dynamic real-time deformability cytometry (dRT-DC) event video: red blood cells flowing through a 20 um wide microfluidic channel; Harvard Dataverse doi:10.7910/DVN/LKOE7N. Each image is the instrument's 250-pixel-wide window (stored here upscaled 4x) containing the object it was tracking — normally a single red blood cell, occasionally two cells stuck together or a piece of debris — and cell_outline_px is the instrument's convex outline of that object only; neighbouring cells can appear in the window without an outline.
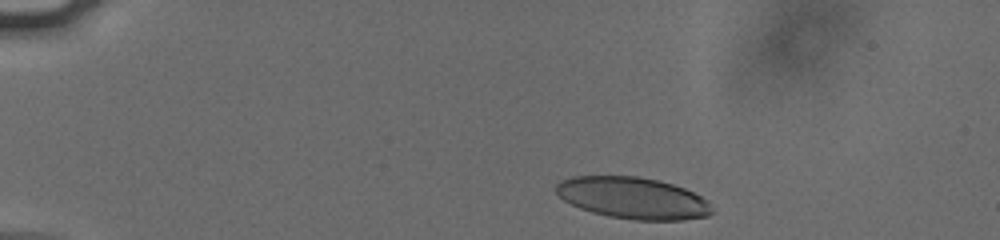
{"species": "human", "species_latin": "Homo sapiens", "temperature_condition": "cold", "stored_images_in_passage": 39, "camera_frame_rate_fps": 3000, "um_per_image_px": 0.085, "donor": {"sex": "male"}, "frame": {"image": 1, "passage_image": 2, "time_ms": 0.333, "image_size_px": [1000, 240], "cell_outline_px": [[712, 212], [708, 216], [684, 220], [632, 220], [608, 216], [592, 212], [580, 208], [564, 200], [556, 192], [556, 184], [560, 180], [572, 176], [636, 176], [660, 180], [684, 188], [708, 200]], "centroid_in_image_um": [53.79, 16.83], "position_along_channel_um": 31.2, "area_um2": 37.86}}
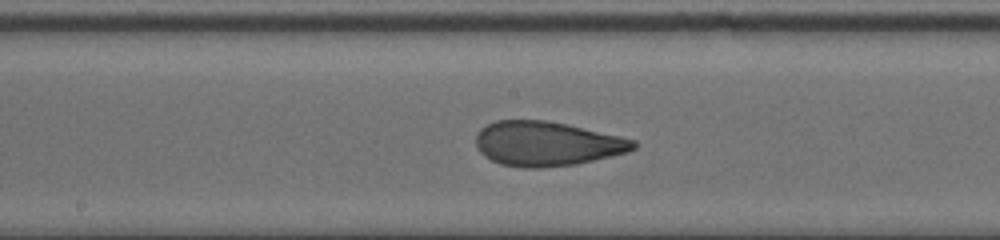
{"frame": {"image": 2, "passage_image": 22, "time_ms": 7.0, "image_size_px": [1000, 240], "cell_outline_px": [[636, 148], [628, 152], [576, 164], [540, 168], [520, 168], [500, 164], [484, 156], [476, 148], [476, 132], [480, 128], [496, 120], [544, 120], [568, 124], [620, 136], [636, 140]], "centroid_in_image_um": [46.45, 12.21], "position_along_channel_um": 201.7, "area_um2": 41.1}}
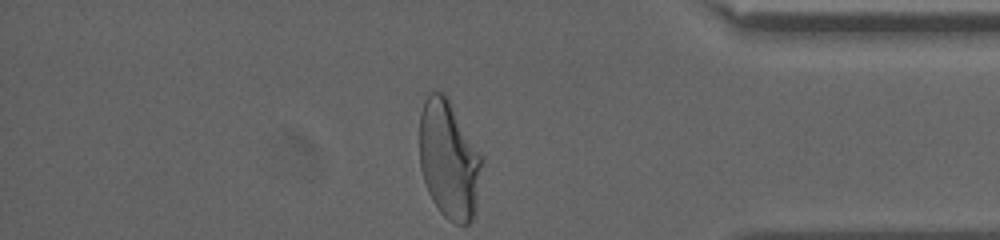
{"frame": {"image": 3, "passage_image": 39, "time_ms": 12.667, "image_size_px": [1000, 240], "cell_outline_px": [[484, 156], [476, 204], [472, 220], [468, 224], [456, 224], [448, 220], [440, 212], [432, 200], [428, 192], [420, 168], [420, 112], [424, 100], [428, 92], [444, 92], [448, 96]], "centroid_in_image_um": [38.18, 13.53], "position_along_channel_um": 397.0, "area_um2": 43.7}, "authors_computed_cell_mechanics": {"area_um2": 40.5756, "velocity_mm_per_s": 3.7974, "shape_relaxation_time_tau1_ms": 9.2052, "shape_relaxation_time_tau2_ms": 0.8889, "deformation_change_tau1": 0.2648, "deformation_change_tau2": 0.0777}}